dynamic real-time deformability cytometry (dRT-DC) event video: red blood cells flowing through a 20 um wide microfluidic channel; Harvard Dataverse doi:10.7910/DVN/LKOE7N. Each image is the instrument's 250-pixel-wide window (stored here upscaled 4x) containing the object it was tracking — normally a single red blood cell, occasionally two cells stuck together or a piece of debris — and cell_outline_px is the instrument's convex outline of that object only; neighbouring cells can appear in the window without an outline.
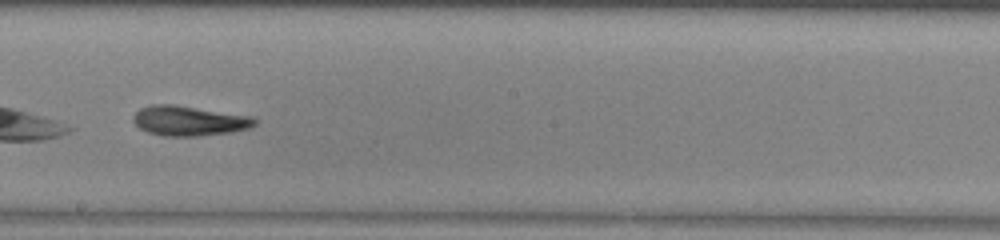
{"species": "common noctule bat (a hibernating species)", "species_latin": "Nyctalus noctula", "temperature_condition": "warm", "stored_images_in_passage": 36, "camera_frame_rate_fps": 3000, "um_per_image_px": 0.085, "animal": {"sex": "male", "body_mass_g": 13.0, "forearm_length_mm": 53.1}, "frame": {"image": 1, "passage_image": 16, "time_ms": 5.0, "image_size_px": [1000, 240], "cell_outline_px": [[256, 124], [248, 128], [232, 132], [196, 136], [164, 136], [148, 132], [140, 128], [132, 120], [132, 116], [140, 108], [152, 104], [172, 104], [256, 116]], "centroid_in_image_um": [16.09, 10.26], "position_along_channel_um": 232.1, "area_um2": 21.33}}